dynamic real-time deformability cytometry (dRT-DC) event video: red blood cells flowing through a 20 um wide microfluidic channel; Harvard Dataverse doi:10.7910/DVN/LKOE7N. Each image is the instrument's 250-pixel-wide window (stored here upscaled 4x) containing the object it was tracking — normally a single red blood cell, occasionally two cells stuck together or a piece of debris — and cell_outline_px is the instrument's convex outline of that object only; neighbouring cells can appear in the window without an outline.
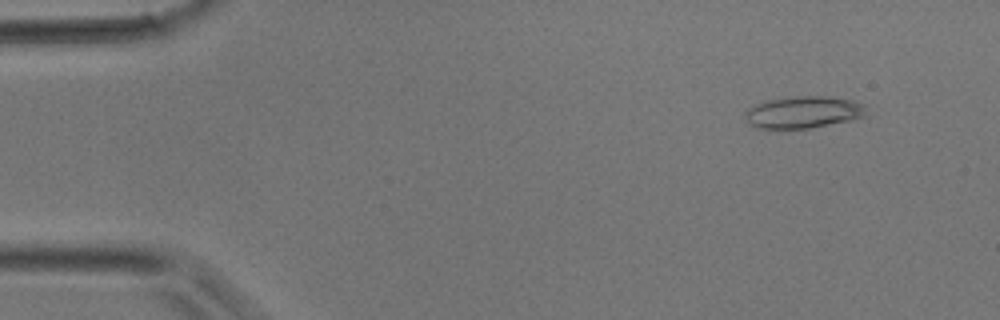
{"species": "common noctule bat (a hibernating species)", "species_latin": "Nyctalus noctula", "temperature_condition": "room temperature", "stored_images_in_passage": 39, "camera_frame_rate_fps": 3000, "um_per_image_px": 0.085, "animal": {"sex": "male", "body_mass_g": 17.9}, "frame": {"image": 1, "passage_image": 4, "time_ms": 1.0, "image_size_px": [1000, 320], "cell_outline_px": [[868, 116], [852, 120], [808, 128], [756, 128], [748, 124], [744, 116], [744, 112], [748, 108], [764, 100], [792, 96], [824, 96], [852, 100], [864, 104]], "centroid_in_image_um": [68.27, 9.53], "position_along_channel_um": 16.7, "area_um2": 22.83}}
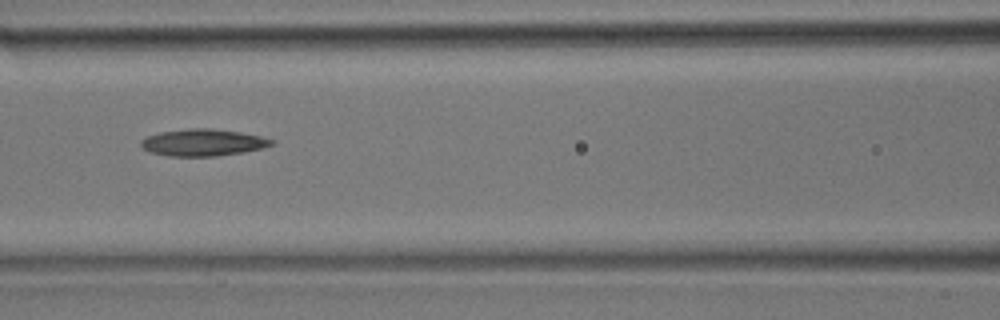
{"frame": {"image": 2, "passage_image": 18, "time_ms": 5.667, "image_size_px": [1000, 320], "cell_outline_px": [[276, 140], [272, 144], [264, 148], [244, 152], [216, 156], [168, 156], [148, 152], [140, 144], [140, 140], [148, 136], [160, 132], [192, 128], [208, 128], [240, 132], [260, 136]], "centroid_in_image_um": [17.26, 12.12], "position_along_channel_um": 149.3, "area_um2": 20.46}}
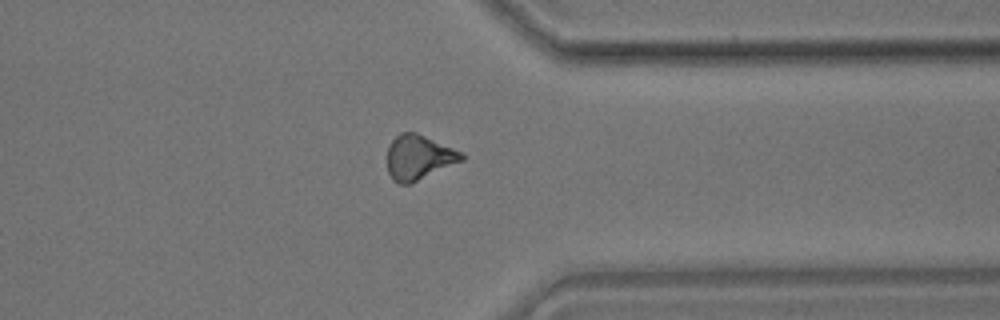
{"frame": {"image": 3, "passage_image": 32, "time_ms": 10.333, "image_size_px": [1000, 320], "cell_outline_px": [[468, 156], [464, 160], [412, 184], [400, 184], [392, 180], [388, 172], [388, 148], [392, 140], [400, 132], [416, 132], [452, 148]], "centroid_in_image_um": [35.6, 13.4], "position_along_channel_um": 375.8, "area_um2": 19.48}}